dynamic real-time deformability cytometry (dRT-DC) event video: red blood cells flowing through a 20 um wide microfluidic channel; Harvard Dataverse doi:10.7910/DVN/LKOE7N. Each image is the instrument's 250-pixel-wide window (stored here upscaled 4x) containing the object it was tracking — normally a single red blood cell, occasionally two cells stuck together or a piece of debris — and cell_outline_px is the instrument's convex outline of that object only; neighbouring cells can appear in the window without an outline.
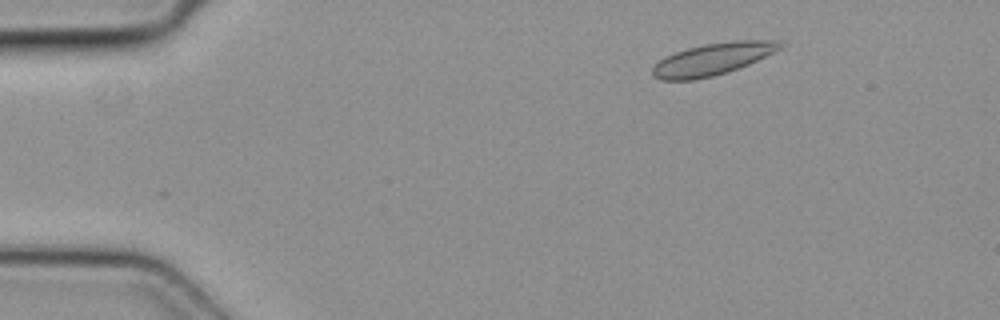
{"species": "common noctule bat (a hibernating species)", "species_latin": "Nyctalus noctula", "temperature_condition": "cold", "stored_images_in_passage": 3, "camera_frame_rate_fps": 3000, "um_per_image_px": 0.085, "animal": {"sex": "female", "body_mass_g": 19.3, "forearm_length_mm": 54.1}, "frame": {"image": 1, "passage_image": 1, "time_ms": 0.0, "image_size_px": [1000, 320], "cell_outline_px": [[788, 44], [784, 48], [748, 64], [712, 76], [692, 80], [660, 80], [652, 76], [652, 68], [660, 60], [676, 52], [688, 48], [704, 44], [736, 40], [780, 40]], "centroid_in_image_um": [60.64, 5.0], "position_along_channel_um": 24.4, "area_um2": 23.7}}